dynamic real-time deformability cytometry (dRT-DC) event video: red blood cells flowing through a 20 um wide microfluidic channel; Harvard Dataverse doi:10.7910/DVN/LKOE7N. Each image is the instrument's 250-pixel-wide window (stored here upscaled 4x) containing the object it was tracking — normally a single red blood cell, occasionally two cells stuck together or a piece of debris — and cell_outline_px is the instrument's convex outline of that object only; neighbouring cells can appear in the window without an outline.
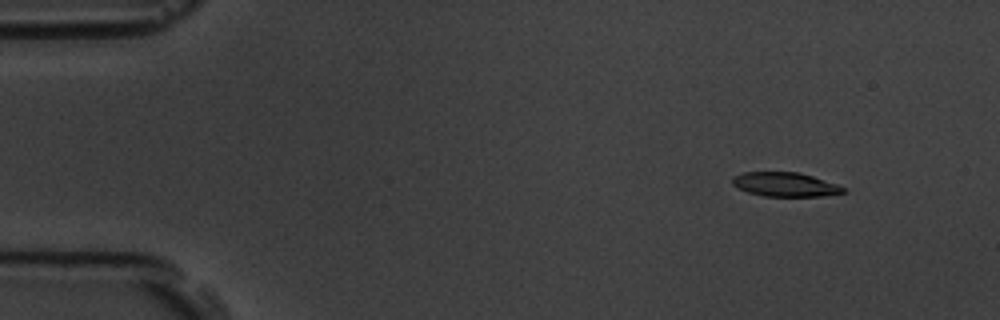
{"species": "common noctule bat (a hibernating species)", "species_latin": "Nyctalus noctula", "temperature_condition": "room temperature", "stored_images_in_passage": 5, "camera_frame_rate_fps": 3000, "um_per_image_px": 0.085, "animal": {"sex": "male", "body_mass_g": 19.5, "forearm_length_mm": 54.6}, "frame": {"image": 1, "passage_image": 2, "time_ms": 1.0, "image_size_px": [1000, 320], "cell_outline_px": [[848, 192], [824, 196], [764, 196], [748, 192], [732, 184], [732, 176], [744, 172], [800, 172], [836, 184], [844, 188]], "centroid_in_image_um": [66.74, 15.68], "position_along_channel_um": 18.3, "area_um2": 15.55}}
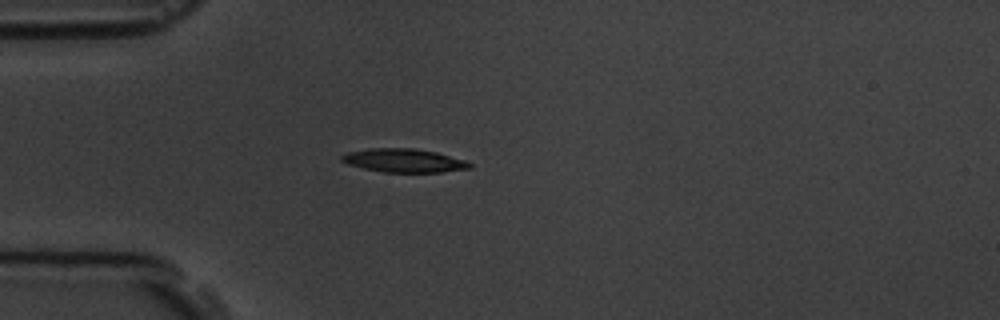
{"frame": {"image": 2, "passage_image": 5, "time_ms": 4.333, "image_size_px": [1000, 320], "cell_outline_px": [[472, 168], [440, 172], [384, 172], [364, 168], [348, 164], [340, 160], [340, 156], [348, 152], [368, 148], [416, 148], [436, 152], [464, 160], [472, 164]], "centroid_in_image_um": [34.32, 13.64], "position_along_channel_um": 50.7, "area_um2": 17.51}}